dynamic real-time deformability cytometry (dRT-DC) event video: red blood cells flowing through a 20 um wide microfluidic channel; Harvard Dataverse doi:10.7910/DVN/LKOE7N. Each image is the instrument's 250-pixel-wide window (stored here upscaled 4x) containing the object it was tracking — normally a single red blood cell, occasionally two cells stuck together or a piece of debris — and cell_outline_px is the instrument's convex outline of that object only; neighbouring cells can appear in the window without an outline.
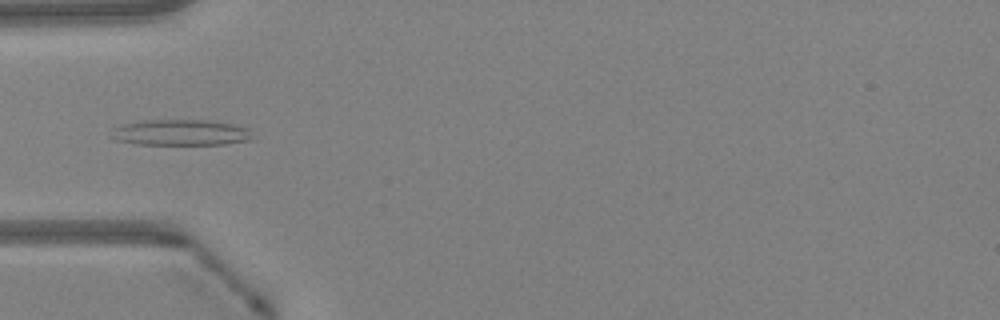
{"species": "Egyptian fruit bat (a non-hibernating species)", "species_latin": "Rousettus aegyptiacus", "temperature_condition": "warm", "stored_images_in_passage": 33, "camera_frame_rate_fps": 3000, "um_per_image_px": 0.085, "animal": {"sex": "female"}, "frame": {"image": 1, "passage_image": 1, "time_ms": 0.0, "image_size_px": [1000, 320], "cell_outline_px": [[252, 140], [224, 144], [136, 144], [116, 140], [108, 136], [112, 128], [120, 124], [140, 120], [208, 120], [232, 124], [244, 128]], "centroid_in_image_um": [15.2, 11.26], "position_along_channel_um": 69.8, "area_um2": 21.27}}
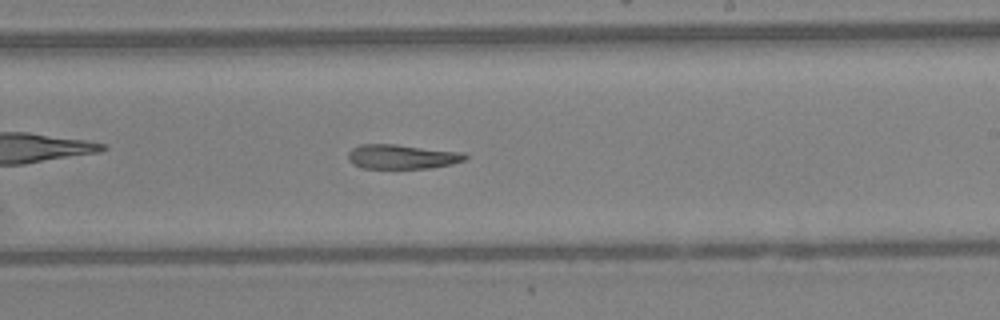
{"frame": {"image": 2, "passage_image": 14, "time_ms": 4.333, "image_size_px": [1000, 320], "cell_outline_px": [[468, 156], [464, 160], [452, 164], [432, 168], [364, 168], [352, 164], [348, 160], [348, 152], [352, 148], [360, 144], [396, 144], [464, 152]], "centroid_in_image_um": [34.17, 13.31], "position_along_channel_um": 254.8, "area_um2": 16.82}}
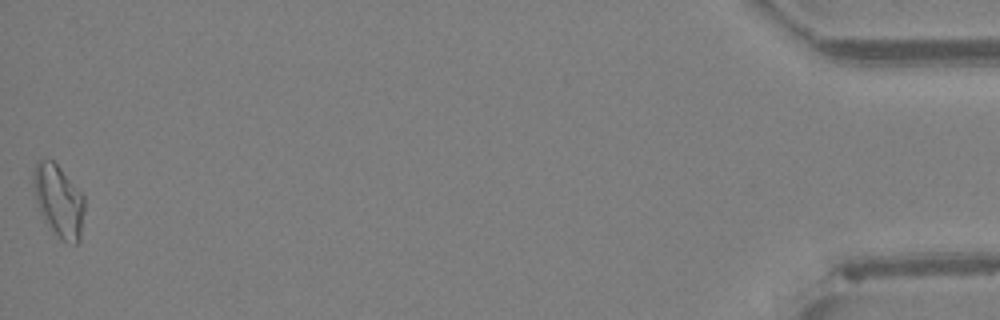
{"frame": {"image": 3, "passage_image": 33, "time_ms": 10.667, "image_size_px": [1000, 320], "cell_outline_px": [[84, 212], [80, 240], [76, 244], [72, 244], [60, 240], [44, 220], [40, 212], [36, 200], [32, 180], [32, 176], [36, 160], [52, 160], [60, 168], [84, 196]], "centroid_in_image_um": [4.98, 17.09], "position_along_channel_um": 430.2, "area_um2": 21.44}}